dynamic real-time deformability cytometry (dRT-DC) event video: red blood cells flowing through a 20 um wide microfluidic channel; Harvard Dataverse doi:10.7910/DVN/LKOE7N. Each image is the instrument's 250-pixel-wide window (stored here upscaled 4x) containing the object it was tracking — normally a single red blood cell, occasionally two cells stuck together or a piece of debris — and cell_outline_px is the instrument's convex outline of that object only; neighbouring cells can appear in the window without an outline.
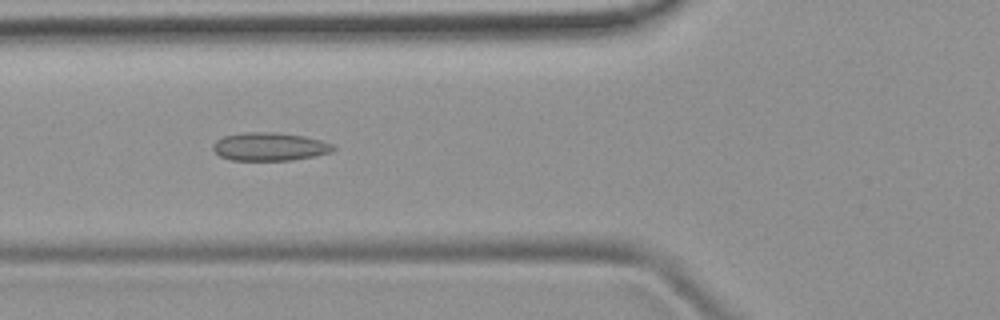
{"species": "common noctule bat (a hibernating species)", "species_latin": "Nyctalus noctula", "temperature_condition": "room temperature", "stored_images_in_passage": 51, "camera_frame_rate_fps": 3000, "um_per_image_px": 0.085, "animal": {"sex": "female", "body_mass_g": 19.9}, "frame": {"image": 1, "passage_image": 18, "time_ms": 5.667, "image_size_px": [1000, 320], "cell_outline_px": [[336, 148], [332, 152], [316, 156], [292, 160], [232, 160], [220, 156], [212, 148], [212, 144], [216, 140], [224, 136], [244, 132], [276, 132], [304, 136], [320, 140], [332, 144]], "centroid_in_image_um": [22.93, 12.46], "position_along_channel_um": 102.9, "area_um2": 19.83}}
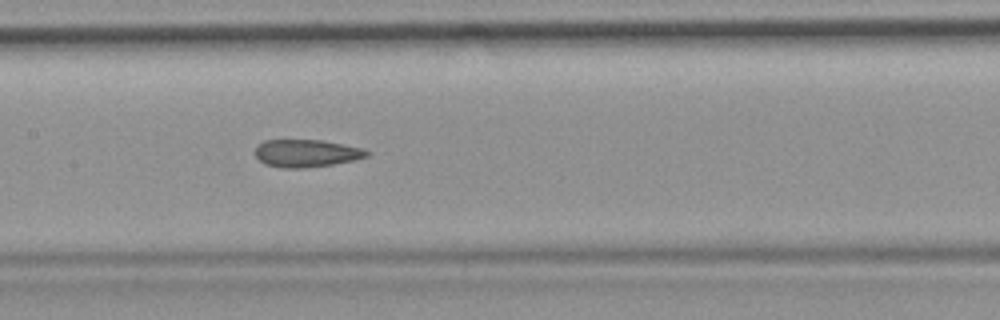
{"frame": {"image": 2, "passage_image": 24, "time_ms": 7.667, "image_size_px": [1000, 320], "cell_outline_px": [[372, 152], [368, 156], [356, 160], [332, 164], [304, 168], [284, 168], [264, 164], [256, 156], [256, 144], [264, 140], [320, 140], [364, 148]], "centroid_in_image_um": [26.06, 13.02], "position_along_channel_um": 181.3, "area_um2": 18.03}}
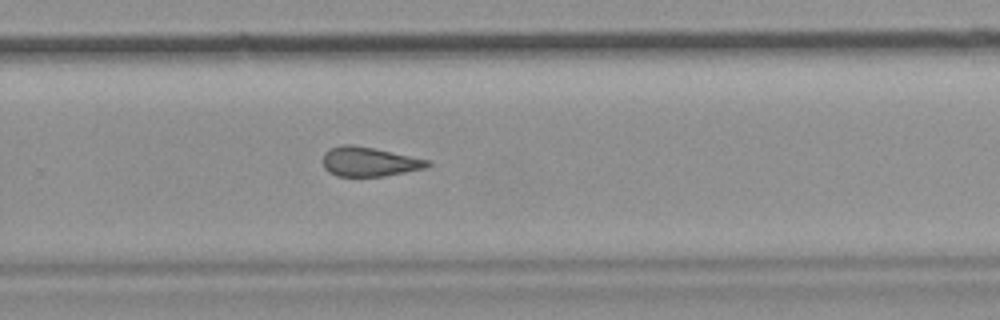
{"frame": {"image": 3, "passage_image": 33, "time_ms": 10.667, "image_size_px": [1000, 320], "cell_outline_px": [[432, 164], [424, 168], [384, 176], [336, 176], [328, 172], [324, 168], [324, 152], [328, 148], [344, 144], [352, 144], [432, 160]], "centroid_in_image_um": [31.37, 13.74], "position_along_channel_um": 298.4, "area_um2": 17.92}, "authors_computed_cell_mechanics": {"area_um2": 18.9006, "velocity_mm_per_s": 3.9149, "shape_relaxation_time_tau1_ms": null, "shape_relaxation_time_tau2_ms": 3.1618, "deformation_change_tau1": null, "deformation_change_tau2": 0.1179}}